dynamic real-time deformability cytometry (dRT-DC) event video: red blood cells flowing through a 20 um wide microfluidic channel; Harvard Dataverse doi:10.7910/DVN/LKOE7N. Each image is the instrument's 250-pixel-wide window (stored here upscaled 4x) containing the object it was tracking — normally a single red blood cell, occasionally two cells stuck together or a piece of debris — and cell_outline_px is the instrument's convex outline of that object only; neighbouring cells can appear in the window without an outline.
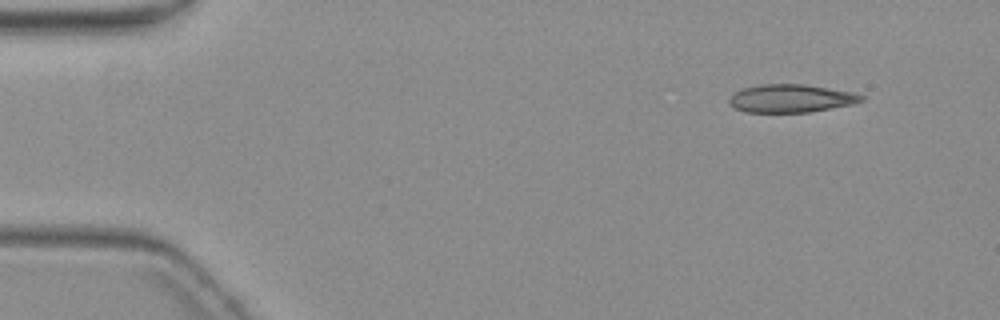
{"species": "common noctule bat (a hibernating species)", "species_latin": "Nyctalus noctula", "temperature_condition": "warm", "stored_images_in_passage": 4, "camera_frame_rate_fps": 3000, "um_per_image_px": 0.085, "animal": {"sex": "female", "body_mass_g": 19.3, "forearm_length_mm": 54.1}, "frame": {"image": 1, "passage_image": 1, "time_ms": 0.0, "image_size_px": [1000, 320], "cell_outline_px": [[864, 100], [852, 104], [808, 112], [744, 112], [728, 104], [728, 100], [736, 92], [744, 88], [760, 84], [804, 84], [852, 92], [864, 96]], "centroid_in_image_um": [67.21, 8.36], "position_along_channel_um": 17.8, "area_um2": 21.39}}
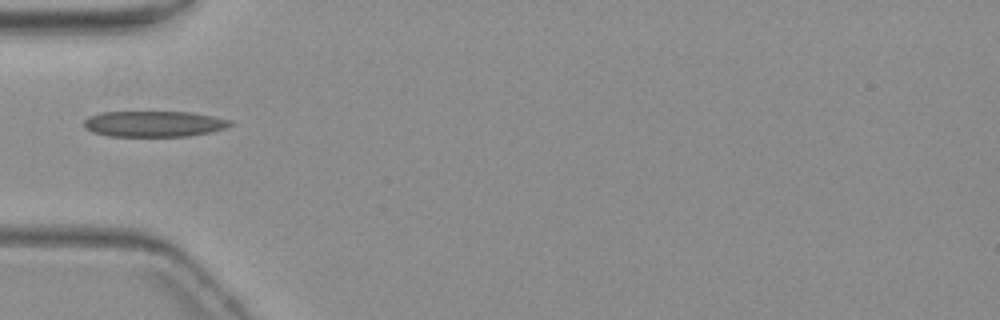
{"frame": {"image": 2, "passage_image": 4, "time_ms": 4.333, "image_size_px": [1000, 320], "cell_outline_px": [[232, 124], [224, 128], [208, 132], [188, 136], [108, 136], [92, 132], [84, 128], [84, 120], [88, 116], [100, 112], [192, 112], [232, 120]], "centroid_in_image_um": [13.04, 10.52], "position_along_channel_um": 72.0, "area_um2": 22.02}}